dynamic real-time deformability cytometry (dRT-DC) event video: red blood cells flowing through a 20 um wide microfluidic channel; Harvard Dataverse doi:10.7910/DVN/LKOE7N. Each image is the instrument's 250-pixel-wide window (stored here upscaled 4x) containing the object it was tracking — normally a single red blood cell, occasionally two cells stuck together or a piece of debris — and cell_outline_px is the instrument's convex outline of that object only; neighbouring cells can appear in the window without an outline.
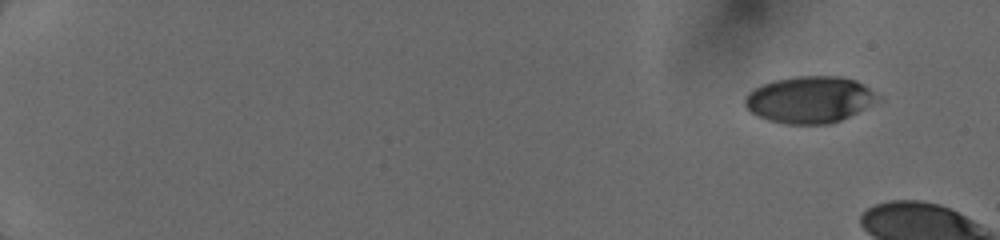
{"species": "human", "species_latin": "Homo sapiens", "temperature_condition": "cold", "stored_images_in_passage": 7, "camera_frame_rate_fps": 3000, "um_per_image_px": 0.085, "donor": {"sex": "female"}, "frame": {"image": 1, "passage_image": 1, "time_ms": 0.0, "image_size_px": [1000, 240], "cell_outline_px": [[884, 100], [832, 124], [784, 124], [768, 120], [756, 116], [744, 104], [744, 100], [748, 92], [764, 84], [776, 80], [796, 76], [840, 76], [856, 80], [864, 84], [880, 96]], "centroid_in_image_um": [68.88, 8.48], "position_along_channel_um": 16.1, "area_um2": 36.47}}